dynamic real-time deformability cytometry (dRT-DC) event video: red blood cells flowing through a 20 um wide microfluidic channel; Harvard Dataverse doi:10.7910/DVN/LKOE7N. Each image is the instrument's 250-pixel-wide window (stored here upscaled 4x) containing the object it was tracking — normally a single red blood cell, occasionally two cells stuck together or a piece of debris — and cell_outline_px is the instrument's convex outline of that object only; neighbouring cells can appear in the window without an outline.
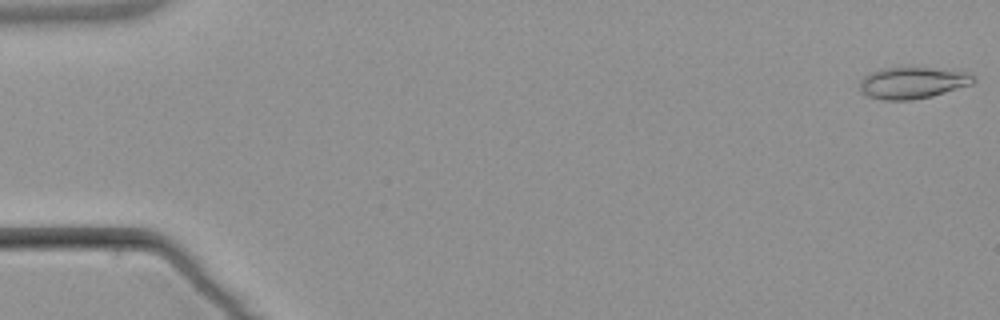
{"species": "common noctule bat (a hibernating species)", "species_latin": "Nyctalus noctula", "temperature_condition": "warm", "stored_images_in_passage": 5, "camera_frame_rate_fps": 3000, "um_per_image_px": 0.085, "animal": {"sex": "male", "body_mass_g": 21.5, "forearm_length_mm": 52.0}, "frame": {"image": 1, "passage_image": 1, "time_ms": 0.0, "image_size_px": [1000, 320], "cell_outline_px": [[976, 80], [972, 84], [932, 96], [912, 100], [884, 100], [868, 96], [860, 92], [860, 80], [864, 76], [880, 68], [932, 68], [968, 72], [976, 76]], "centroid_in_image_um": [77.58, 7.04], "position_along_channel_um": 7.4, "area_um2": 20.92}}
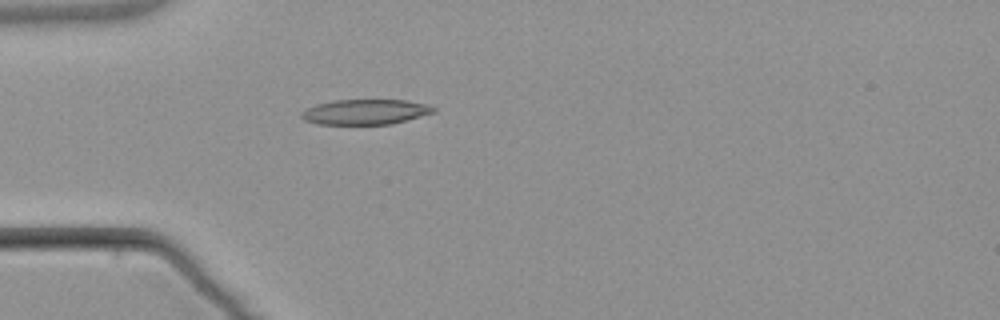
{"frame": {"image": 2, "passage_image": 5, "time_ms": 5.0, "image_size_px": [1000, 320], "cell_outline_px": [[436, 112], [392, 124], [316, 124], [304, 120], [300, 116], [300, 112], [304, 108], [316, 104], [332, 100], [404, 100], [428, 104], [436, 108]], "centroid_in_image_um": [31.02, 9.51], "position_along_channel_um": 54.0, "area_um2": 19.59}}